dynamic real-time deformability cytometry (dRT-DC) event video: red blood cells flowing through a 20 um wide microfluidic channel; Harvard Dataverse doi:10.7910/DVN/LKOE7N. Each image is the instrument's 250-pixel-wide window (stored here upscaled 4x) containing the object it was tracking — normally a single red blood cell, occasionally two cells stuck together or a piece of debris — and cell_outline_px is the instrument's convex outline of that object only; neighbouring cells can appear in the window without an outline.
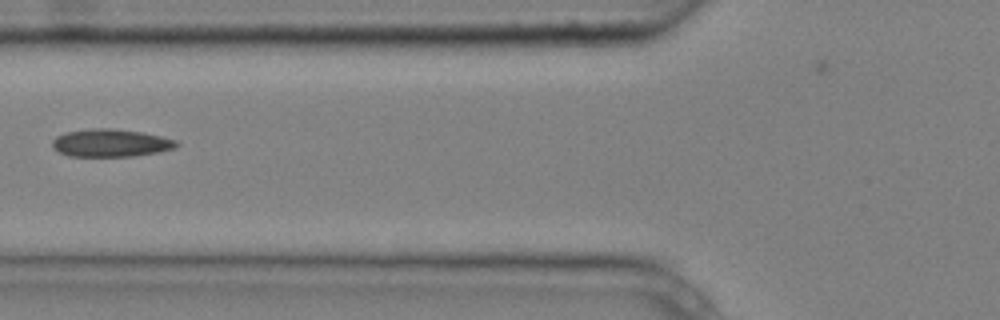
{"species": "common noctule bat (a hibernating species)", "species_latin": "Nyctalus noctula", "temperature_condition": "cold", "stored_images_in_passage": 5, "camera_frame_rate_fps": 3000, "um_per_image_px": 0.085, "animal": {"sex": "male", "body_mass_g": 20.4}, "frame": {"image": 1, "passage_image": 4, "time_ms": 1.0, "image_size_px": [1000, 320], "cell_outline_px": [[180, 144], [176, 148], [156, 152], [132, 156], [68, 156], [52, 148], [52, 140], [56, 136], [64, 132], [92, 128], [112, 128], [144, 132], [176, 140]], "centroid_in_image_um": [9.39, 12.14], "position_along_channel_um": 116.4, "area_um2": 20.17}}
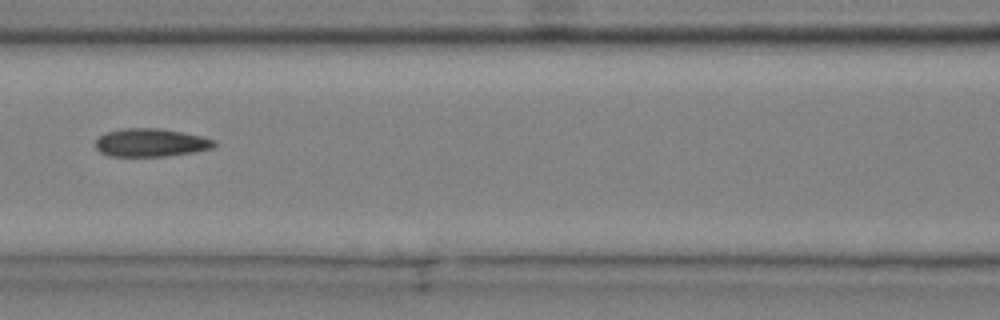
{"frame": {"image": 2, "passage_image": 5, "time_ms": 1.333, "image_size_px": [1000, 320], "cell_outline_px": [[216, 144], [212, 148], [196, 152], [168, 156], [108, 156], [100, 152], [96, 148], [96, 140], [104, 132], [120, 128], [160, 128], [200, 136], [216, 140]], "centroid_in_image_um": [12.8, 12.12], "position_along_channel_um": 153.8, "area_um2": 19.59}}